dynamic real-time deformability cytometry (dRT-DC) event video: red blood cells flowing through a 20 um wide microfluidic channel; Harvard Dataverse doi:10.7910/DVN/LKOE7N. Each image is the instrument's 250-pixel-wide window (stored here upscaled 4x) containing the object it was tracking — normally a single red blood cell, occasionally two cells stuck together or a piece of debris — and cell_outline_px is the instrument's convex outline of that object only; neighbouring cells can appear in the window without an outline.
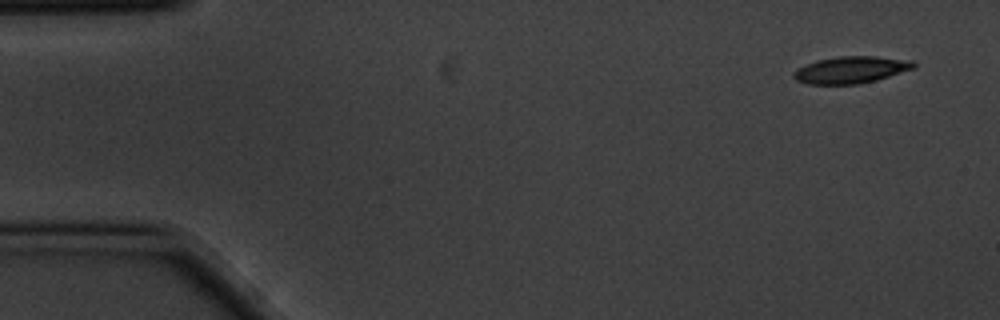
{"species": "common noctule bat (a hibernating species)", "species_latin": "Nyctalus noctula", "temperature_condition": "cold", "stored_images_in_passage": 5, "segment_of_instrument_passage": [2, 2], "camera_frame_rate_fps": 3000, "um_per_image_px": 0.085, "animal": {"sex": "male", "body_mass_g": 20.1, "forearm_length_mm": 53.5}, "frame": {"image": 1, "passage_image": 5, "time_ms": 1.333, "image_size_px": [1000, 320], "cell_outline_px": [[916, 68], [876, 80], [860, 84], [808, 84], [796, 80], [792, 76], [792, 72], [796, 68], [816, 60], [840, 56], [876, 56], [912, 60], [916, 64]], "centroid_in_image_um": [72.33, 5.93], "position_along_channel_um": 12.7, "area_um2": 19.02}}